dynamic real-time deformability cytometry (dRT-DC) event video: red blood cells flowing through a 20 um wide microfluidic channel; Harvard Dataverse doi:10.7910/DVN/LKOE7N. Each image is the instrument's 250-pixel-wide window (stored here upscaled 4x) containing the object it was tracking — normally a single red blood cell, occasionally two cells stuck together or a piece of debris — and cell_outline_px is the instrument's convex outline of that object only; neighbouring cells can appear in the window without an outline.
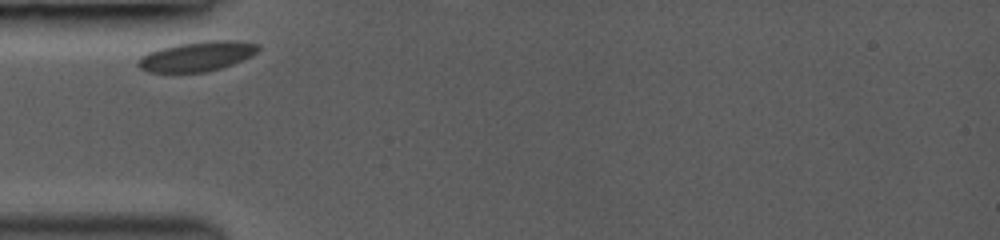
{"species": "common noctule bat (a hibernating species)", "species_latin": "Nyctalus noctula", "temperature_condition": "room temperature", "stored_images_in_passage": 5, "camera_frame_rate_fps": 3000, "um_per_image_px": 0.085, "animal": {"sex": "female", "body_mass_g": 19.0, "forearm_length_mm": 53.3}, "frame": {"image": 1, "passage_image": 1, "time_ms": 0.0, "image_size_px": [1000, 240], "cell_outline_px": [[260, 48], [252, 56], [232, 64], [208, 72], [148, 72], [140, 68], [136, 64], [136, 60], [140, 56], [148, 52], [160, 48], [176, 44], [208, 40], [236, 40], [260, 44]], "centroid_in_image_um": [16.73, 4.78], "position_along_channel_um": 68.3, "area_um2": 21.1}}
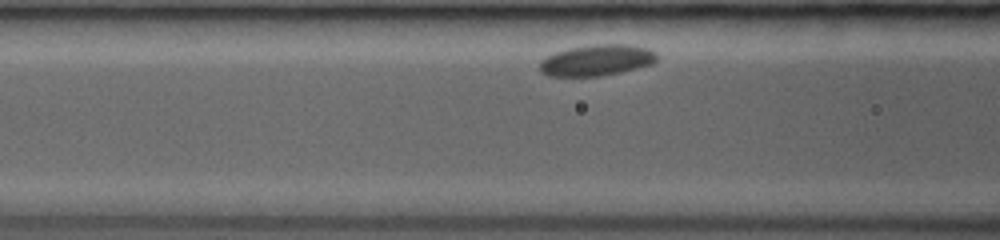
{"frame": {"image": 2, "passage_image": 4, "time_ms": 1.333, "image_size_px": [1000, 240], "cell_outline_px": [[656, 60], [652, 64], [620, 72], [600, 76], [548, 76], [540, 72], [540, 60], [556, 52], [572, 48], [592, 44], [628, 44], [648, 48], [656, 52]], "centroid_in_image_um": [50.72, 5.12], "position_along_channel_um": 115.9, "area_um2": 21.15}}